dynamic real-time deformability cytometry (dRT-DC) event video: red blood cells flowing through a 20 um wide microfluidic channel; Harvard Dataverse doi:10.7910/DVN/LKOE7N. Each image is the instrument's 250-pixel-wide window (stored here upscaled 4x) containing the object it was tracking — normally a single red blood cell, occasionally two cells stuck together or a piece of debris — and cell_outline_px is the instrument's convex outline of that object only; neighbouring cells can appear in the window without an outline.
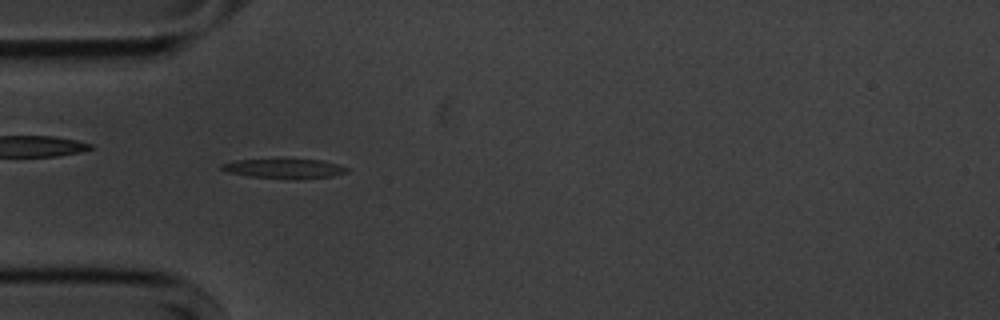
{"species": "common noctule bat (a hibernating species)", "species_latin": "Nyctalus noctula", "temperature_condition": "cold", "stored_images_in_passage": 55, "camera_frame_rate_fps": 3000, "um_per_image_px": 0.085, "animal": {"sex": "male", "body_mass_g": 20.1, "forearm_length_mm": 53.5}, "frame": {"image": 1, "passage_image": 16, "time_ms": 5.0, "image_size_px": [1000, 320], "cell_outline_px": [[348, 172], [332, 176], [248, 176], [228, 172], [220, 168], [220, 164], [236, 160], [276, 156], [324, 160], [348, 168]], "centroid_in_image_um": [24.08, 14.21], "position_along_channel_um": 60.9, "area_um2": 14.28}}
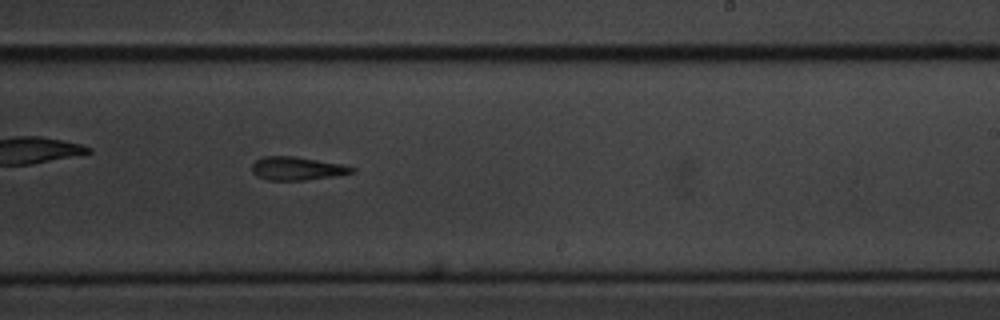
{"frame": {"image": 2, "passage_image": 33, "time_ms": 10.667, "image_size_px": [1000, 320], "cell_outline_px": [[356, 172], [332, 176], [304, 180], [268, 180], [256, 176], [252, 172], [252, 164], [256, 160], [264, 156], [292, 156], [340, 164], [356, 168]], "centroid_in_image_um": [25.21, 14.32], "position_along_channel_um": 263.8, "area_um2": 13.41}}
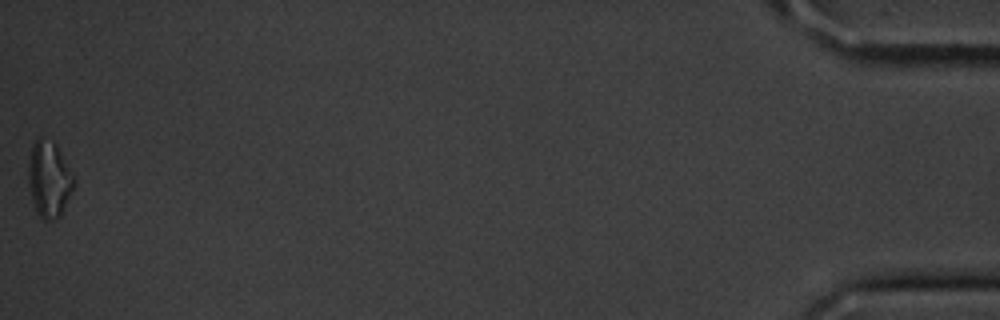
{"frame": {"image": 3, "passage_image": 55, "time_ms": 18.0, "image_size_px": [1000, 320], "cell_outline_px": [[76, 184], [60, 216], [48, 220], [44, 220], [36, 212], [32, 200], [28, 184], [28, 168], [32, 144], [40, 136], [56, 144], [76, 180]], "centroid_in_image_um": [4.18, 15.23], "position_along_channel_um": 431.0, "area_um2": 20.17}, "authors_computed_cell_mechanics": {"area_um2": 14.3344, "velocity_mm_per_s": 3.5977, "shape_relaxation_time_tau1_ms": null, "shape_relaxation_time_tau2_ms": 10.5112, "deformation_change_tau1": null, "deformation_change_tau2": 0.2766}}